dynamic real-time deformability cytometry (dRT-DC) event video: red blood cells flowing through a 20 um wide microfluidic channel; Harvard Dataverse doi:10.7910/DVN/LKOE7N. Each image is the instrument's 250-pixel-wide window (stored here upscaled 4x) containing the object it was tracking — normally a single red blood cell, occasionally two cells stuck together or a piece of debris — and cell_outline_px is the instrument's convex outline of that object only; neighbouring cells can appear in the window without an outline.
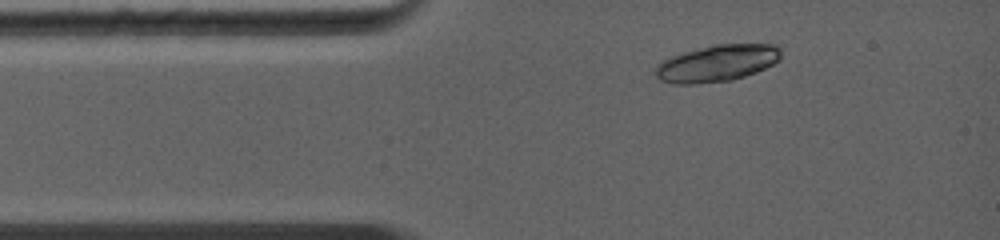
{"species": "common noctule bat (a hibernating species)", "species_latin": "Nyctalus noctula", "temperature_condition": "warm", "stored_images_in_passage": 1, "camera_frame_rate_fps": 5000, "um_per_image_px": 0.085, "animal": {"sex": "female", "body_mass_g": 19.0, "forearm_length_mm": 56.7}, "frame": {"image": 1, "passage_image": 1, "time_ms": 0.0, "image_size_px": [1000, 240], "cell_outline_px": [[780, 60], [756, 72], [732, 80], [696, 84], [676, 84], [660, 80], [656, 76], [656, 64], [672, 56], [684, 52], [716, 44], [776, 44], [780, 48]], "centroid_in_image_um": [60.96, 5.38], "position_along_channel_um": 24.0, "area_um2": 26.7}}